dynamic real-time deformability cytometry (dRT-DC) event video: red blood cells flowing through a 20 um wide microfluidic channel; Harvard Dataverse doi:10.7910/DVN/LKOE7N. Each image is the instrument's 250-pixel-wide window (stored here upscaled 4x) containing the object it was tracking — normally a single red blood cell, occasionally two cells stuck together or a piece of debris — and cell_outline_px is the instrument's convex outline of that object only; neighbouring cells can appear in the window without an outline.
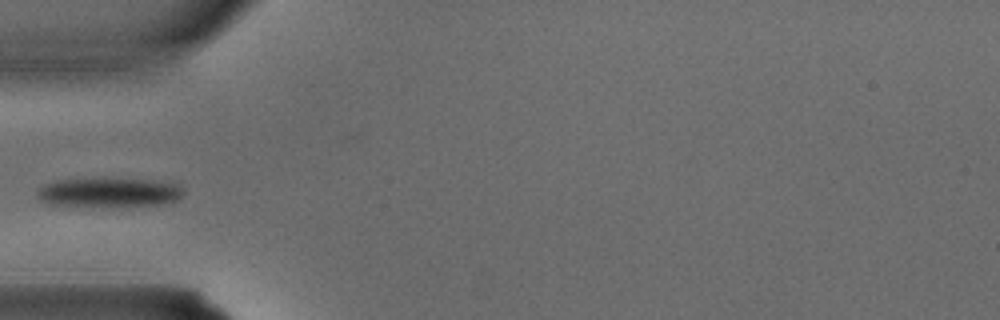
{"species": "common noctule bat (a hibernating species)", "species_latin": "Nyctalus noctula", "temperature_condition": "warm", "stored_images_in_passage": 3, "camera_frame_rate_fps": 3000, "um_per_image_px": 0.085, "animal": {"sex": "male", "body_mass_g": 15.6}, "frame": {"image": 1, "passage_image": 3, "time_ms": 0.667, "image_size_px": [1000, 320], "cell_outline_px": [[184, 192], [180, 200], [160, 204], [52, 204], [40, 200], [36, 196], [36, 192], [44, 184], [64, 180], [180, 180], [184, 188]], "centroid_in_image_um": [9.46, 16.32], "position_along_channel_um": 75.5, "area_um2": 23.93}}